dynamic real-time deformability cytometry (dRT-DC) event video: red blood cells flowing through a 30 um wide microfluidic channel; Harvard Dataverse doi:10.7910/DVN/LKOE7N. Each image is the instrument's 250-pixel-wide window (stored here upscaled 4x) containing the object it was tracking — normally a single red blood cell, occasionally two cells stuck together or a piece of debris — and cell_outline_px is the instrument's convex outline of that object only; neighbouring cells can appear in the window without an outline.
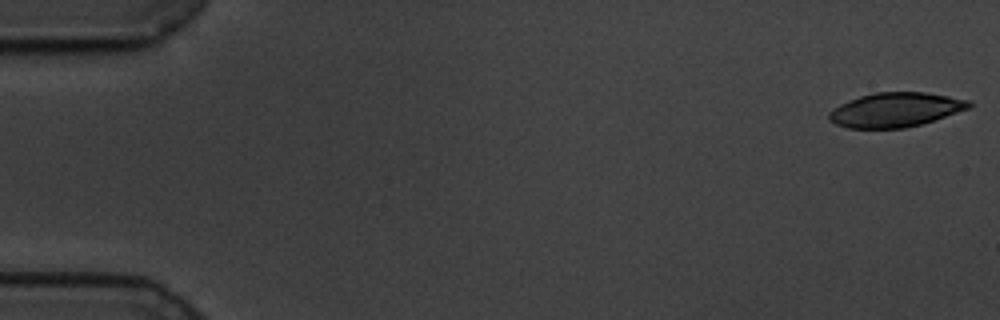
{"species": "common noctule bat (a hibernating species)", "species_latin": "Nyctalus noctula", "temperature_condition": "cold", "stored_images_in_passage": 10, "camera_frame_rate_fps": 3000, "um_per_image_px": 0.085, "animal": {"sex": "male", "body_mass_g": 19.5, "forearm_length_mm": 54.6}, "frame": {"image": 1, "passage_image": 1, "time_ms": 0.0, "image_size_px": [1000, 320], "cell_outline_px": [[972, 104], [968, 108], [920, 124], [904, 128], [848, 128], [836, 124], [828, 120], [828, 112], [832, 108], [840, 104], [860, 96], [876, 92], [924, 92], [972, 100]], "centroid_in_image_um": [76.07, 9.33], "position_along_channel_um": 8.9, "area_um2": 27.8}}